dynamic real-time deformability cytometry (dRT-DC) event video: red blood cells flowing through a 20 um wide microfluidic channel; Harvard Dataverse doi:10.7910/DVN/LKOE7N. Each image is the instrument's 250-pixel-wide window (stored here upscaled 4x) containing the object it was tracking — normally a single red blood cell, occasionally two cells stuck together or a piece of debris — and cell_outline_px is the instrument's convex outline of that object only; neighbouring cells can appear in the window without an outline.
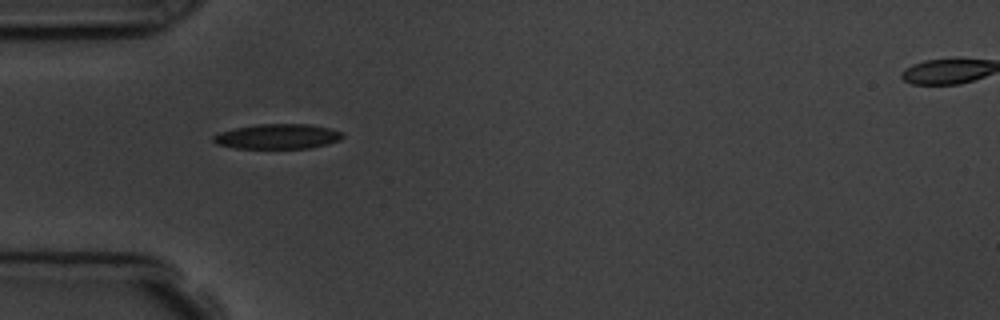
{"species": "common noctule bat (a hibernating species)", "species_latin": "Nyctalus noctula", "temperature_condition": "room temperature", "stored_images_in_passage": 2, "camera_frame_rate_fps": 3000, "um_per_image_px": 0.085, "animal": {"sex": "male", "body_mass_g": 19.5, "forearm_length_mm": 54.6}, "frame": {"image": 1, "passage_image": 1, "time_ms": 0.0, "image_size_px": [1000, 320], "cell_outline_px": [[344, 136], [340, 140], [328, 144], [308, 148], [236, 148], [216, 144], [212, 140], [212, 136], [220, 132], [236, 128], [256, 124], [308, 124], [328, 128], [344, 132]], "centroid_in_image_um": [23.61, 11.6], "position_along_channel_um": 61.4, "area_um2": 18.79}}